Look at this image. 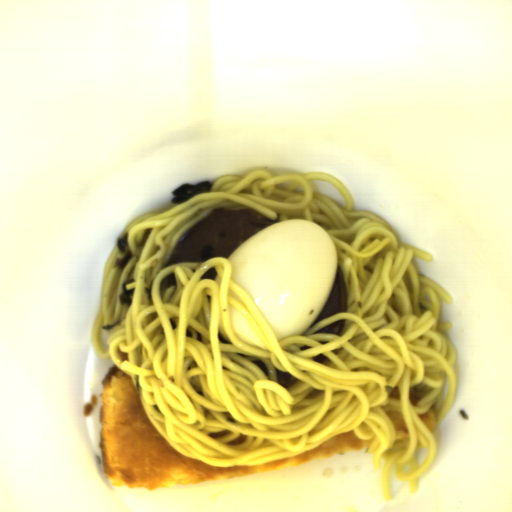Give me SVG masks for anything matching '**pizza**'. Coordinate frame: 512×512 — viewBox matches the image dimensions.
<instances>
[{
    "mask_svg": "<svg viewBox=\"0 0 512 512\" xmlns=\"http://www.w3.org/2000/svg\"><path fill=\"white\" fill-rule=\"evenodd\" d=\"M385 415L392 421L395 432L405 433L409 435L408 426L403 412L396 409H390L385 412Z\"/></svg>",
    "mask_w": 512,
    "mask_h": 512,
    "instance_id": "d2c48207",
    "label": "pizza"
},
{
    "mask_svg": "<svg viewBox=\"0 0 512 512\" xmlns=\"http://www.w3.org/2000/svg\"><path fill=\"white\" fill-rule=\"evenodd\" d=\"M424 426L432 433L436 427V414L434 410L428 409L423 414H419Z\"/></svg>",
    "mask_w": 512,
    "mask_h": 512,
    "instance_id": "a15fb73a",
    "label": "pizza"
},
{
    "mask_svg": "<svg viewBox=\"0 0 512 512\" xmlns=\"http://www.w3.org/2000/svg\"><path fill=\"white\" fill-rule=\"evenodd\" d=\"M247 434H241L236 440L227 443V446H237L247 441Z\"/></svg>",
    "mask_w": 512,
    "mask_h": 512,
    "instance_id": "a430de27",
    "label": "pizza"
},
{
    "mask_svg": "<svg viewBox=\"0 0 512 512\" xmlns=\"http://www.w3.org/2000/svg\"><path fill=\"white\" fill-rule=\"evenodd\" d=\"M231 431H229L228 429L227 430H223V431H219V432H215V433H211V434H208L210 436L211 439H215V440H218V439H221V438H225L227 435L230 434Z\"/></svg>",
    "mask_w": 512,
    "mask_h": 512,
    "instance_id": "a6f56289",
    "label": "pizza"
},
{
    "mask_svg": "<svg viewBox=\"0 0 512 512\" xmlns=\"http://www.w3.org/2000/svg\"><path fill=\"white\" fill-rule=\"evenodd\" d=\"M420 399L421 398L417 394H415L414 392H410V394H409V401H410L411 405L417 407Z\"/></svg>",
    "mask_w": 512,
    "mask_h": 512,
    "instance_id": "ec2adc15",
    "label": "pizza"
},
{
    "mask_svg": "<svg viewBox=\"0 0 512 512\" xmlns=\"http://www.w3.org/2000/svg\"><path fill=\"white\" fill-rule=\"evenodd\" d=\"M387 397L394 398L398 401L400 399L399 387L395 386Z\"/></svg>",
    "mask_w": 512,
    "mask_h": 512,
    "instance_id": "6a4850ae",
    "label": "pizza"
},
{
    "mask_svg": "<svg viewBox=\"0 0 512 512\" xmlns=\"http://www.w3.org/2000/svg\"><path fill=\"white\" fill-rule=\"evenodd\" d=\"M99 450L104 476L120 487L155 490L241 477L367 448L355 430L314 449L266 464L214 466L179 453L145 411L132 376L113 361L100 381Z\"/></svg>",
    "mask_w": 512,
    "mask_h": 512,
    "instance_id": "dd6c1bee",
    "label": "pizza"
}]
</instances>
